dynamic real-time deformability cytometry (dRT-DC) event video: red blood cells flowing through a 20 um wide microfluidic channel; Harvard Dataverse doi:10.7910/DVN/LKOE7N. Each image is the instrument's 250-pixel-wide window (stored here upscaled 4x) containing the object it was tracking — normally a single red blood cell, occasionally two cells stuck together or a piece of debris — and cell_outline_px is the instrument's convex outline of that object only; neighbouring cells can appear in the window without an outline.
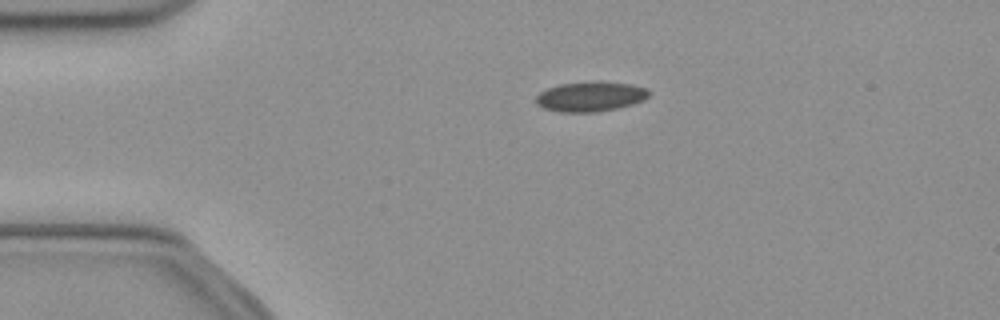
{"species": "common noctule bat (a hibernating species)", "species_latin": "Nyctalus noctula", "temperature_condition": "cold", "stored_images_in_passage": 43, "camera_frame_rate_fps": 3000, "um_per_image_px": 0.085, "animal": {"sex": "female", "body_mass_g": 21.9}, "frame": {"image": 1, "passage_image": 2, "time_ms": 0.333, "image_size_px": [1000, 320], "cell_outline_px": [[648, 96], [644, 100], [632, 104], [616, 108], [596, 112], [560, 112], [544, 108], [536, 104], [536, 96], [540, 92], [548, 88], [560, 84], [596, 80], [632, 84], [648, 88]], "centroid_in_image_um": [50.19, 8.19], "position_along_channel_um": 34.8, "area_um2": 19.83}}
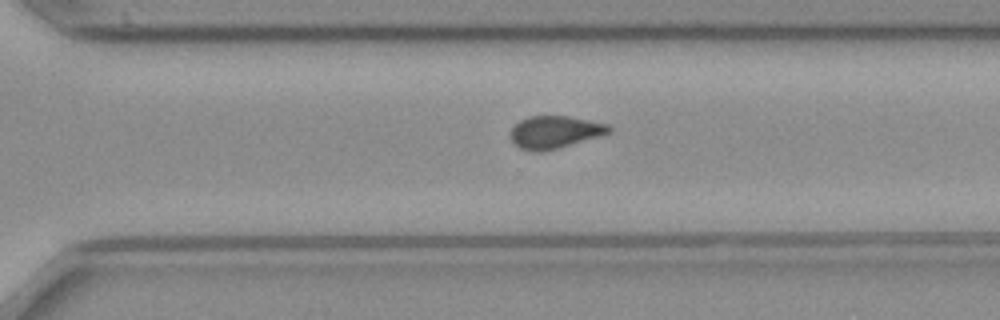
{"frame": {"image": 2, "passage_image": 27, "time_ms": 8.667, "image_size_px": [1000, 320], "cell_outline_px": [[612, 132], [544, 152], [536, 152], [520, 148], [508, 136], [512, 124], [528, 116], [568, 116], [608, 124], [612, 128]], "centroid_in_image_um": [47.1, 11.22], "position_along_channel_um": 323.5, "area_um2": 18.73}}
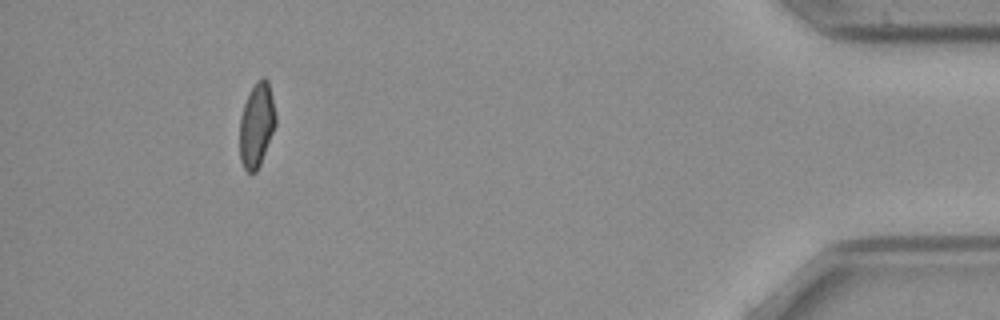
{"frame": {"image": 3, "passage_image": 39, "time_ms": 12.667, "image_size_px": [1000, 320], "cell_outline_px": [[276, 124], [260, 164], [256, 172], [248, 172], [244, 168], [240, 160], [240, 116], [244, 104], [256, 80], [264, 76], [268, 80], [276, 116]], "centroid_in_image_um": [21.81, 10.61], "position_along_channel_um": 413.4, "area_um2": 17.51}}